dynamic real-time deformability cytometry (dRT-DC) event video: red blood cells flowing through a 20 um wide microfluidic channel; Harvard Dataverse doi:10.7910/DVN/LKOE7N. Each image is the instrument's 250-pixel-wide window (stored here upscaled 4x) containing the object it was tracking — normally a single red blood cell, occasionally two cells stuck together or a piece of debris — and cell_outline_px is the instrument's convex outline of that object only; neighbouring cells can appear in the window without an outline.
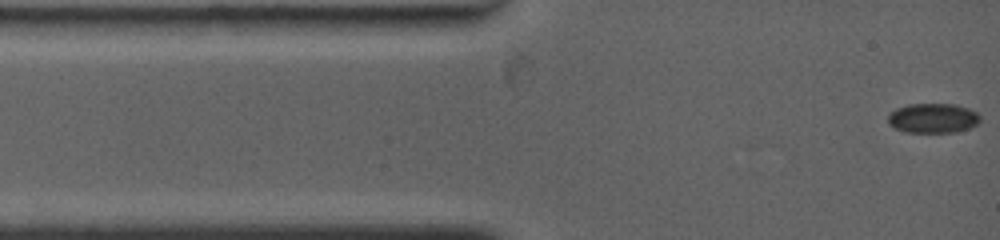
{"species": "common noctule bat (a hibernating species)", "species_latin": "Nyctalus noctula", "temperature_condition": "warm", "stored_images_in_passage": 15, "camera_frame_rate_fps": 4500, "um_per_image_px": 0.085, "animal": {"sex": "female", "body_mass_g": 19.0, "forearm_length_mm": 53.3}, "frame": {"image": 1, "passage_image": 1, "time_ms": 0.0, "image_size_px": [1000, 240], "cell_outline_px": [[980, 120], [976, 124], [968, 128], [956, 132], [904, 132], [888, 124], [888, 112], [896, 108], [908, 104], [956, 104], [968, 108], [976, 112], [980, 116]], "centroid_in_image_um": [79.27, 10.03], "position_along_channel_um": 5.7, "area_um2": 16.01}}
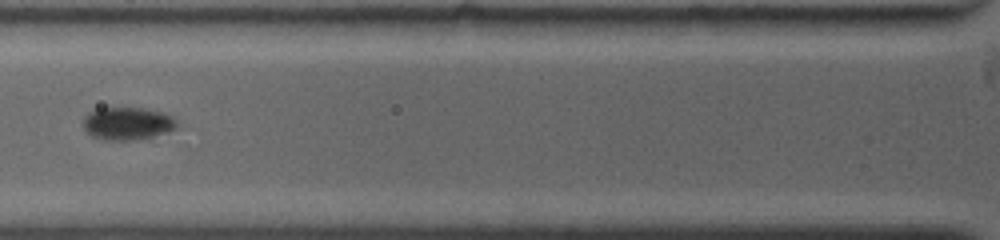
{"frame": {"image": 2, "passage_image": 13, "time_ms": 4.222, "image_size_px": [1000, 240], "cell_outline_px": [[180, 124], [176, 128], [152, 140], [104, 140], [92, 136], [84, 128], [84, 116], [88, 112], [100, 108], [144, 108], [164, 112], [172, 116]], "centroid_in_image_um": [10.92, 10.52], "position_along_channel_um": 114.9, "area_um2": 18.44}}